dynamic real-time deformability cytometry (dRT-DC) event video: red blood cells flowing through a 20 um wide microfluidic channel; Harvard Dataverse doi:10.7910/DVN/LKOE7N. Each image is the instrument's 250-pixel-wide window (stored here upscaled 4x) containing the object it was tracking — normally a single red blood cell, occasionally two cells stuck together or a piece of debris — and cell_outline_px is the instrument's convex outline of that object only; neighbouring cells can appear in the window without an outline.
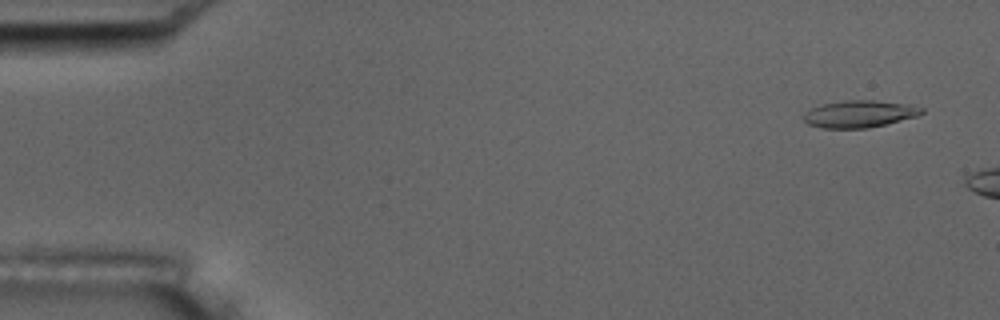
{"species": "common noctule bat (a hibernating species)", "species_latin": "Nyctalus noctula", "temperature_condition": "room temperature", "stored_images_in_passage": 8, "camera_frame_rate_fps": 3000, "um_per_image_px": 0.085, "animal": {"sex": "male", "body_mass_g": 17.5, "forearm_length_mm": 52.3}, "frame": {"image": 1, "passage_image": 3, "time_ms": 0.667, "image_size_px": [1000, 320], "cell_outline_px": [[924, 112], [916, 116], [868, 128], [820, 128], [808, 124], [804, 120], [804, 112], [820, 104], [844, 100], [872, 100], [912, 104], [924, 108]], "centroid_in_image_um": [73.04, 9.67], "position_along_channel_um": 12.0, "area_um2": 18.67}}